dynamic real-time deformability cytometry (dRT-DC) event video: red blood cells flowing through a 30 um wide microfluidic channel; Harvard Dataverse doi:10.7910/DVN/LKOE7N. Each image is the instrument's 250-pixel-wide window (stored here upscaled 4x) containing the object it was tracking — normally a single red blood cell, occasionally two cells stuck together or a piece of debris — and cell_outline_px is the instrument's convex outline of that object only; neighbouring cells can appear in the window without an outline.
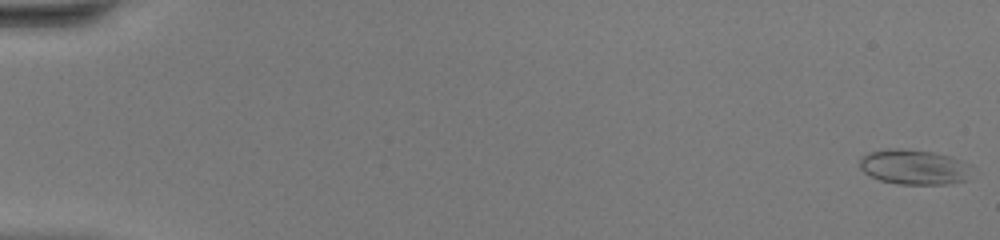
{"species": "common noctule bat (a hibernating species)", "species_latin": "Nyctalus noctula", "temperature_condition": "warm", "stored_images_in_passage": 48, "camera_frame_rate_fps": 3000, "um_per_image_px": 0.085, "animal": {"sex": "female", "body_mass_g": 20.0, "forearm_length_mm": 54.0}, "frame": {"image": 1, "passage_image": 1, "time_ms": 0.0, "image_size_px": [1000, 240], "cell_outline_px": [[972, 164], [968, 180], [948, 184], [900, 184], [880, 180], [864, 172], [860, 168], [860, 156], [868, 152], [888, 148], [900, 148], [932, 152], [952, 156]], "centroid_in_image_um": [77.72, 14.19], "position_along_channel_um": 7.3, "area_um2": 23.18}}
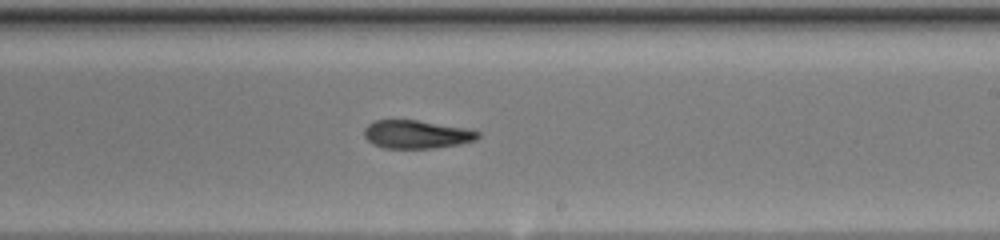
{"frame": {"image": 2, "passage_image": 30, "time_ms": 9.667, "image_size_px": [1000, 240], "cell_outline_px": [[480, 136], [476, 140], [456, 144], [432, 148], [384, 148], [372, 144], [364, 136], [364, 128], [368, 124], [376, 120], [416, 120], [464, 128], [480, 132]], "centroid_in_image_um": [35.36, 11.42], "position_along_channel_um": 253.6, "area_um2": 18.5}}
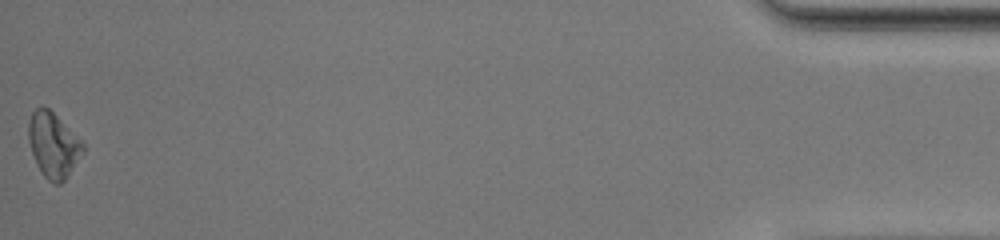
{"frame": {"image": 3, "passage_image": 48, "time_ms": 15.667, "image_size_px": [1000, 240], "cell_outline_px": [[84, 152], [64, 180], [60, 184], [56, 184], [48, 180], [44, 176], [36, 164], [28, 140], [28, 124], [32, 112], [36, 108], [48, 108], [84, 144]], "centroid_in_image_um": [4.51, 12.35], "position_along_channel_um": 430.7, "area_um2": 20.11}, "authors_computed_cell_mechanics": {"area_um2": 20.1722, "velocity_mm_per_s": 4.4283, "shape_relaxation_time_tau1_ms": null, "shape_relaxation_time_tau2_ms": 6.7517, "deformation_change_tau1": null, "deformation_change_tau2": 0.1536}}